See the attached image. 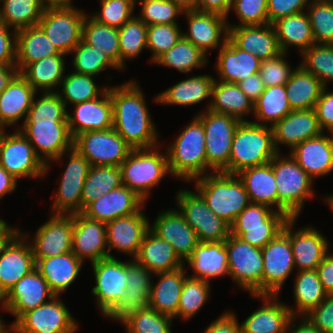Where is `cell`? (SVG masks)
<instances>
[{"instance_id":"obj_58","label":"cell","mask_w":333,"mask_h":333,"mask_svg":"<svg viewBox=\"0 0 333 333\" xmlns=\"http://www.w3.org/2000/svg\"><path fill=\"white\" fill-rule=\"evenodd\" d=\"M306 13L315 44H333V2L311 0Z\"/></svg>"},{"instance_id":"obj_53","label":"cell","mask_w":333,"mask_h":333,"mask_svg":"<svg viewBox=\"0 0 333 333\" xmlns=\"http://www.w3.org/2000/svg\"><path fill=\"white\" fill-rule=\"evenodd\" d=\"M147 28L148 26L137 15L118 28L120 70L125 69L126 61H132L147 49Z\"/></svg>"},{"instance_id":"obj_42","label":"cell","mask_w":333,"mask_h":333,"mask_svg":"<svg viewBox=\"0 0 333 333\" xmlns=\"http://www.w3.org/2000/svg\"><path fill=\"white\" fill-rule=\"evenodd\" d=\"M64 56L65 54H56L35 61L27 65L20 74L36 92H57L65 76Z\"/></svg>"},{"instance_id":"obj_35","label":"cell","mask_w":333,"mask_h":333,"mask_svg":"<svg viewBox=\"0 0 333 333\" xmlns=\"http://www.w3.org/2000/svg\"><path fill=\"white\" fill-rule=\"evenodd\" d=\"M37 92L18 73L8 87L0 94V127L16 126L25 121Z\"/></svg>"},{"instance_id":"obj_12","label":"cell","mask_w":333,"mask_h":333,"mask_svg":"<svg viewBox=\"0 0 333 333\" xmlns=\"http://www.w3.org/2000/svg\"><path fill=\"white\" fill-rule=\"evenodd\" d=\"M73 148L91 166H120L133 150L113 128L81 133L74 138Z\"/></svg>"},{"instance_id":"obj_6","label":"cell","mask_w":333,"mask_h":333,"mask_svg":"<svg viewBox=\"0 0 333 333\" xmlns=\"http://www.w3.org/2000/svg\"><path fill=\"white\" fill-rule=\"evenodd\" d=\"M277 153L272 127L241 122L234 133L228 174L237 175L244 169L266 164Z\"/></svg>"},{"instance_id":"obj_69","label":"cell","mask_w":333,"mask_h":333,"mask_svg":"<svg viewBox=\"0 0 333 333\" xmlns=\"http://www.w3.org/2000/svg\"><path fill=\"white\" fill-rule=\"evenodd\" d=\"M0 21V64L15 65L16 31Z\"/></svg>"},{"instance_id":"obj_72","label":"cell","mask_w":333,"mask_h":333,"mask_svg":"<svg viewBox=\"0 0 333 333\" xmlns=\"http://www.w3.org/2000/svg\"><path fill=\"white\" fill-rule=\"evenodd\" d=\"M325 292L333 294V252H329L316 270Z\"/></svg>"},{"instance_id":"obj_26","label":"cell","mask_w":333,"mask_h":333,"mask_svg":"<svg viewBox=\"0 0 333 333\" xmlns=\"http://www.w3.org/2000/svg\"><path fill=\"white\" fill-rule=\"evenodd\" d=\"M72 252L85 263L109 257L106 224L90 219L82 213L73 214Z\"/></svg>"},{"instance_id":"obj_37","label":"cell","mask_w":333,"mask_h":333,"mask_svg":"<svg viewBox=\"0 0 333 333\" xmlns=\"http://www.w3.org/2000/svg\"><path fill=\"white\" fill-rule=\"evenodd\" d=\"M192 268L193 278L211 281L212 279L229 276L228 257L225 241L200 242L192 255L184 262Z\"/></svg>"},{"instance_id":"obj_77","label":"cell","mask_w":333,"mask_h":333,"mask_svg":"<svg viewBox=\"0 0 333 333\" xmlns=\"http://www.w3.org/2000/svg\"><path fill=\"white\" fill-rule=\"evenodd\" d=\"M16 227H11L3 218H0V249L7 239L17 230Z\"/></svg>"},{"instance_id":"obj_71","label":"cell","mask_w":333,"mask_h":333,"mask_svg":"<svg viewBox=\"0 0 333 333\" xmlns=\"http://www.w3.org/2000/svg\"><path fill=\"white\" fill-rule=\"evenodd\" d=\"M240 90L254 104L265 90L264 82L258 73H255L246 79L237 83Z\"/></svg>"},{"instance_id":"obj_65","label":"cell","mask_w":333,"mask_h":333,"mask_svg":"<svg viewBox=\"0 0 333 333\" xmlns=\"http://www.w3.org/2000/svg\"><path fill=\"white\" fill-rule=\"evenodd\" d=\"M275 210L257 203H250L236 217L230 228H255L265 227V220Z\"/></svg>"},{"instance_id":"obj_20","label":"cell","mask_w":333,"mask_h":333,"mask_svg":"<svg viewBox=\"0 0 333 333\" xmlns=\"http://www.w3.org/2000/svg\"><path fill=\"white\" fill-rule=\"evenodd\" d=\"M298 218L289 219L283 226V231L289 236L295 269L317 270L325 256L329 253L330 243L317 228L307 225L295 229Z\"/></svg>"},{"instance_id":"obj_19","label":"cell","mask_w":333,"mask_h":333,"mask_svg":"<svg viewBox=\"0 0 333 333\" xmlns=\"http://www.w3.org/2000/svg\"><path fill=\"white\" fill-rule=\"evenodd\" d=\"M91 265L96 284L91 291L96 298V307L105 317L125 294L126 261L108 257Z\"/></svg>"},{"instance_id":"obj_25","label":"cell","mask_w":333,"mask_h":333,"mask_svg":"<svg viewBox=\"0 0 333 333\" xmlns=\"http://www.w3.org/2000/svg\"><path fill=\"white\" fill-rule=\"evenodd\" d=\"M149 230L160 239L172 245L175 254L184 263L200 243L196 232L187 224L177 209H167L158 213Z\"/></svg>"},{"instance_id":"obj_80","label":"cell","mask_w":333,"mask_h":333,"mask_svg":"<svg viewBox=\"0 0 333 333\" xmlns=\"http://www.w3.org/2000/svg\"><path fill=\"white\" fill-rule=\"evenodd\" d=\"M5 322L2 319V316L0 314V333H14V324L11 323L9 325H5Z\"/></svg>"},{"instance_id":"obj_39","label":"cell","mask_w":333,"mask_h":333,"mask_svg":"<svg viewBox=\"0 0 333 333\" xmlns=\"http://www.w3.org/2000/svg\"><path fill=\"white\" fill-rule=\"evenodd\" d=\"M135 260L153 274L170 272L185 265L175 254L172 245L150 230L144 236Z\"/></svg>"},{"instance_id":"obj_36","label":"cell","mask_w":333,"mask_h":333,"mask_svg":"<svg viewBox=\"0 0 333 333\" xmlns=\"http://www.w3.org/2000/svg\"><path fill=\"white\" fill-rule=\"evenodd\" d=\"M35 262V268L56 296H61L75 282L83 266L73 252L35 259Z\"/></svg>"},{"instance_id":"obj_31","label":"cell","mask_w":333,"mask_h":333,"mask_svg":"<svg viewBox=\"0 0 333 333\" xmlns=\"http://www.w3.org/2000/svg\"><path fill=\"white\" fill-rule=\"evenodd\" d=\"M145 202L125 185L95 199L82 212L86 217L103 223L136 213Z\"/></svg>"},{"instance_id":"obj_33","label":"cell","mask_w":333,"mask_h":333,"mask_svg":"<svg viewBox=\"0 0 333 333\" xmlns=\"http://www.w3.org/2000/svg\"><path fill=\"white\" fill-rule=\"evenodd\" d=\"M228 28L229 39L239 49L250 52L261 61L279 55L282 52L275 29L271 24Z\"/></svg>"},{"instance_id":"obj_3","label":"cell","mask_w":333,"mask_h":333,"mask_svg":"<svg viewBox=\"0 0 333 333\" xmlns=\"http://www.w3.org/2000/svg\"><path fill=\"white\" fill-rule=\"evenodd\" d=\"M206 205L229 226L250 203L243 181L238 175L212 172L190 181Z\"/></svg>"},{"instance_id":"obj_15","label":"cell","mask_w":333,"mask_h":333,"mask_svg":"<svg viewBox=\"0 0 333 333\" xmlns=\"http://www.w3.org/2000/svg\"><path fill=\"white\" fill-rule=\"evenodd\" d=\"M262 295H280L287 278L295 270L289 236L282 230L262 248Z\"/></svg>"},{"instance_id":"obj_7","label":"cell","mask_w":333,"mask_h":333,"mask_svg":"<svg viewBox=\"0 0 333 333\" xmlns=\"http://www.w3.org/2000/svg\"><path fill=\"white\" fill-rule=\"evenodd\" d=\"M160 146L133 149L120 165L122 184L145 203L151 190L170 174L167 152H160Z\"/></svg>"},{"instance_id":"obj_78","label":"cell","mask_w":333,"mask_h":333,"mask_svg":"<svg viewBox=\"0 0 333 333\" xmlns=\"http://www.w3.org/2000/svg\"><path fill=\"white\" fill-rule=\"evenodd\" d=\"M45 8L71 7L73 0H41Z\"/></svg>"},{"instance_id":"obj_24","label":"cell","mask_w":333,"mask_h":333,"mask_svg":"<svg viewBox=\"0 0 333 333\" xmlns=\"http://www.w3.org/2000/svg\"><path fill=\"white\" fill-rule=\"evenodd\" d=\"M143 208H145L144 205L134 214L118 217L106 223L109 257L115 258L111 253L115 249L120 253L131 256L132 259L136 258L151 224Z\"/></svg>"},{"instance_id":"obj_49","label":"cell","mask_w":333,"mask_h":333,"mask_svg":"<svg viewBox=\"0 0 333 333\" xmlns=\"http://www.w3.org/2000/svg\"><path fill=\"white\" fill-rule=\"evenodd\" d=\"M121 185L120 166H91L82 190L81 213L95 199Z\"/></svg>"},{"instance_id":"obj_46","label":"cell","mask_w":333,"mask_h":333,"mask_svg":"<svg viewBox=\"0 0 333 333\" xmlns=\"http://www.w3.org/2000/svg\"><path fill=\"white\" fill-rule=\"evenodd\" d=\"M295 274L292 288L295 306L288 305V308L292 316L301 317L323 302L328 294L319 280L317 271L303 270Z\"/></svg>"},{"instance_id":"obj_5","label":"cell","mask_w":333,"mask_h":333,"mask_svg":"<svg viewBox=\"0 0 333 333\" xmlns=\"http://www.w3.org/2000/svg\"><path fill=\"white\" fill-rule=\"evenodd\" d=\"M270 164L274 171L278 192V212L284 213L289 219L299 218L306 200L315 196L313 180L292 158L288 155L277 153Z\"/></svg>"},{"instance_id":"obj_52","label":"cell","mask_w":333,"mask_h":333,"mask_svg":"<svg viewBox=\"0 0 333 333\" xmlns=\"http://www.w3.org/2000/svg\"><path fill=\"white\" fill-rule=\"evenodd\" d=\"M95 76L70 72L65 75L60 84V89L57 90L59 97L68 105H76L88 100L100 97L107 89L106 86H97L94 81Z\"/></svg>"},{"instance_id":"obj_34","label":"cell","mask_w":333,"mask_h":333,"mask_svg":"<svg viewBox=\"0 0 333 333\" xmlns=\"http://www.w3.org/2000/svg\"><path fill=\"white\" fill-rule=\"evenodd\" d=\"M261 60L250 52L239 49L229 38L219 49L215 71L219 81L238 83L258 73Z\"/></svg>"},{"instance_id":"obj_11","label":"cell","mask_w":333,"mask_h":333,"mask_svg":"<svg viewBox=\"0 0 333 333\" xmlns=\"http://www.w3.org/2000/svg\"><path fill=\"white\" fill-rule=\"evenodd\" d=\"M178 211L196 232L199 242H222L230 235V226L208 208L195 190L180 189L175 199Z\"/></svg>"},{"instance_id":"obj_41","label":"cell","mask_w":333,"mask_h":333,"mask_svg":"<svg viewBox=\"0 0 333 333\" xmlns=\"http://www.w3.org/2000/svg\"><path fill=\"white\" fill-rule=\"evenodd\" d=\"M63 54L37 25L16 32L15 65L19 73L29 64L45 57Z\"/></svg>"},{"instance_id":"obj_43","label":"cell","mask_w":333,"mask_h":333,"mask_svg":"<svg viewBox=\"0 0 333 333\" xmlns=\"http://www.w3.org/2000/svg\"><path fill=\"white\" fill-rule=\"evenodd\" d=\"M209 110L230 115L241 122H249L244 116L249 113L253 115L254 104L240 90L238 84L215 79Z\"/></svg>"},{"instance_id":"obj_22","label":"cell","mask_w":333,"mask_h":333,"mask_svg":"<svg viewBox=\"0 0 333 333\" xmlns=\"http://www.w3.org/2000/svg\"><path fill=\"white\" fill-rule=\"evenodd\" d=\"M56 295L35 268L21 278L0 300V310L15 316L13 324L26 312L49 302Z\"/></svg>"},{"instance_id":"obj_50","label":"cell","mask_w":333,"mask_h":333,"mask_svg":"<svg viewBox=\"0 0 333 333\" xmlns=\"http://www.w3.org/2000/svg\"><path fill=\"white\" fill-rule=\"evenodd\" d=\"M208 60L209 58L198 47L182 36L173 47L162 54L153 64L174 68L186 74L194 68L205 67L209 63Z\"/></svg>"},{"instance_id":"obj_76","label":"cell","mask_w":333,"mask_h":333,"mask_svg":"<svg viewBox=\"0 0 333 333\" xmlns=\"http://www.w3.org/2000/svg\"><path fill=\"white\" fill-rule=\"evenodd\" d=\"M18 73L19 71L16 65L0 64V94L8 87Z\"/></svg>"},{"instance_id":"obj_56","label":"cell","mask_w":333,"mask_h":333,"mask_svg":"<svg viewBox=\"0 0 333 333\" xmlns=\"http://www.w3.org/2000/svg\"><path fill=\"white\" fill-rule=\"evenodd\" d=\"M300 56L299 65L316 76L324 87L333 82V44H313Z\"/></svg>"},{"instance_id":"obj_23","label":"cell","mask_w":333,"mask_h":333,"mask_svg":"<svg viewBox=\"0 0 333 333\" xmlns=\"http://www.w3.org/2000/svg\"><path fill=\"white\" fill-rule=\"evenodd\" d=\"M188 23V32L183 37L192 42L206 56L209 50L220 49L229 38L227 18L217 13L198 10L184 11Z\"/></svg>"},{"instance_id":"obj_14","label":"cell","mask_w":333,"mask_h":333,"mask_svg":"<svg viewBox=\"0 0 333 333\" xmlns=\"http://www.w3.org/2000/svg\"><path fill=\"white\" fill-rule=\"evenodd\" d=\"M78 325L61 297L55 296L24 313L14 323V333H76Z\"/></svg>"},{"instance_id":"obj_13","label":"cell","mask_w":333,"mask_h":333,"mask_svg":"<svg viewBox=\"0 0 333 333\" xmlns=\"http://www.w3.org/2000/svg\"><path fill=\"white\" fill-rule=\"evenodd\" d=\"M88 13L77 7L45 8L38 26L60 53L68 55L80 43Z\"/></svg>"},{"instance_id":"obj_68","label":"cell","mask_w":333,"mask_h":333,"mask_svg":"<svg viewBox=\"0 0 333 333\" xmlns=\"http://www.w3.org/2000/svg\"><path fill=\"white\" fill-rule=\"evenodd\" d=\"M327 89L328 87L323 88L314 109L322 131L333 135V90Z\"/></svg>"},{"instance_id":"obj_70","label":"cell","mask_w":333,"mask_h":333,"mask_svg":"<svg viewBox=\"0 0 333 333\" xmlns=\"http://www.w3.org/2000/svg\"><path fill=\"white\" fill-rule=\"evenodd\" d=\"M238 321L234 311H225L205 328L204 333H241Z\"/></svg>"},{"instance_id":"obj_66","label":"cell","mask_w":333,"mask_h":333,"mask_svg":"<svg viewBox=\"0 0 333 333\" xmlns=\"http://www.w3.org/2000/svg\"><path fill=\"white\" fill-rule=\"evenodd\" d=\"M311 0H267L268 24L277 20L305 12Z\"/></svg>"},{"instance_id":"obj_73","label":"cell","mask_w":333,"mask_h":333,"mask_svg":"<svg viewBox=\"0 0 333 333\" xmlns=\"http://www.w3.org/2000/svg\"><path fill=\"white\" fill-rule=\"evenodd\" d=\"M232 0H198L196 10L217 13L227 18L230 13Z\"/></svg>"},{"instance_id":"obj_45","label":"cell","mask_w":333,"mask_h":333,"mask_svg":"<svg viewBox=\"0 0 333 333\" xmlns=\"http://www.w3.org/2000/svg\"><path fill=\"white\" fill-rule=\"evenodd\" d=\"M323 88L321 81L300 65L295 67L285 84L287 99L292 110L314 109Z\"/></svg>"},{"instance_id":"obj_32","label":"cell","mask_w":333,"mask_h":333,"mask_svg":"<svg viewBox=\"0 0 333 333\" xmlns=\"http://www.w3.org/2000/svg\"><path fill=\"white\" fill-rule=\"evenodd\" d=\"M214 81L215 78L210 74H198L191 77L187 75L186 79L180 80L158 95L156 94L153 98L154 103L183 107L200 104L209 99L208 105L205 107V110H208Z\"/></svg>"},{"instance_id":"obj_51","label":"cell","mask_w":333,"mask_h":333,"mask_svg":"<svg viewBox=\"0 0 333 333\" xmlns=\"http://www.w3.org/2000/svg\"><path fill=\"white\" fill-rule=\"evenodd\" d=\"M81 40L105 53L120 68L118 28L101 24L87 14Z\"/></svg>"},{"instance_id":"obj_67","label":"cell","mask_w":333,"mask_h":333,"mask_svg":"<svg viewBox=\"0 0 333 333\" xmlns=\"http://www.w3.org/2000/svg\"><path fill=\"white\" fill-rule=\"evenodd\" d=\"M305 317L321 332L333 333V294L313 308Z\"/></svg>"},{"instance_id":"obj_59","label":"cell","mask_w":333,"mask_h":333,"mask_svg":"<svg viewBox=\"0 0 333 333\" xmlns=\"http://www.w3.org/2000/svg\"><path fill=\"white\" fill-rule=\"evenodd\" d=\"M173 318L158 313L150 306L123 324L126 333H172Z\"/></svg>"},{"instance_id":"obj_79","label":"cell","mask_w":333,"mask_h":333,"mask_svg":"<svg viewBox=\"0 0 333 333\" xmlns=\"http://www.w3.org/2000/svg\"><path fill=\"white\" fill-rule=\"evenodd\" d=\"M178 5L182 10H195L198 0H171Z\"/></svg>"},{"instance_id":"obj_16","label":"cell","mask_w":333,"mask_h":333,"mask_svg":"<svg viewBox=\"0 0 333 333\" xmlns=\"http://www.w3.org/2000/svg\"><path fill=\"white\" fill-rule=\"evenodd\" d=\"M0 165L17 180L45 177L46 165L19 130L5 133L0 147Z\"/></svg>"},{"instance_id":"obj_30","label":"cell","mask_w":333,"mask_h":333,"mask_svg":"<svg viewBox=\"0 0 333 333\" xmlns=\"http://www.w3.org/2000/svg\"><path fill=\"white\" fill-rule=\"evenodd\" d=\"M263 301L241 324V333H286L292 317L288 305L278 300L279 295H254Z\"/></svg>"},{"instance_id":"obj_64","label":"cell","mask_w":333,"mask_h":333,"mask_svg":"<svg viewBox=\"0 0 333 333\" xmlns=\"http://www.w3.org/2000/svg\"><path fill=\"white\" fill-rule=\"evenodd\" d=\"M287 53L281 52L271 58L261 61L258 74L265 87L285 85L295 69L286 60Z\"/></svg>"},{"instance_id":"obj_27","label":"cell","mask_w":333,"mask_h":333,"mask_svg":"<svg viewBox=\"0 0 333 333\" xmlns=\"http://www.w3.org/2000/svg\"><path fill=\"white\" fill-rule=\"evenodd\" d=\"M67 123L73 139L84 132L113 128L112 102L108 89L98 98L73 105Z\"/></svg>"},{"instance_id":"obj_47","label":"cell","mask_w":333,"mask_h":333,"mask_svg":"<svg viewBox=\"0 0 333 333\" xmlns=\"http://www.w3.org/2000/svg\"><path fill=\"white\" fill-rule=\"evenodd\" d=\"M291 111L285 85L265 87L264 92L254 103L253 123L273 127Z\"/></svg>"},{"instance_id":"obj_4","label":"cell","mask_w":333,"mask_h":333,"mask_svg":"<svg viewBox=\"0 0 333 333\" xmlns=\"http://www.w3.org/2000/svg\"><path fill=\"white\" fill-rule=\"evenodd\" d=\"M165 150L171 176L187 183L207 174L205 131L197 116Z\"/></svg>"},{"instance_id":"obj_1","label":"cell","mask_w":333,"mask_h":333,"mask_svg":"<svg viewBox=\"0 0 333 333\" xmlns=\"http://www.w3.org/2000/svg\"><path fill=\"white\" fill-rule=\"evenodd\" d=\"M67 111L56 91L43 92L40 98L36 99L35 95L25 121L16 126L46 165L45 176L51 167L50 161L73 148Z\"/></svg>"},{"instance_id":"obj_2","label":"cell","mask_w":333,"mask_h":333,"mask_svg":"<svg viewBox=\"0 0 333 333\" xmlns=\"http://www.w3.org/2000/svg\"><path fill=\"white\" fill-rule=\"evenodd\" d=\"M133 79L109 86L112 102L113 129L133 149L151 148L160 144L158 130L150 115L145 93Z\"/></svg>"},{"instance_id":"obj_17","label":"cell","mask_w":333,"mask_h":333,"mask_svg":"<svg viewBox=\"0 0 333 333\" xmlns=\"http://www.w3.org/2000/svg\"><path fill=\"white\" fill-rule=\"evenodd\" d=\"M154 275L135 259L127 260L125 294L105 317L124 324L147 307Z\"/></svg>"},{"instance_id":"obj_63","label":"cell","mask_w":333,"mask_h":333,"mask_svg":"<svg viewBox=\"0 0 333 333\" xmlns=\"http://www.w3.org/2000/svg\"><path fill=\"white\" fill-rule=\"evenodd\" d=\"M231 12H235L240 22L228 27L266 25L268 24L267 0H232Z\"/></svg>"},{"instance_id":"obj_57","label":"cell","mask_w":333,"mask_h":333,"mask_svg":"<svg viewBox=\"0 0 333 333\" xmlns=\"http://www.w3.org/2000/svg\"><path fill=\"white\" fill-rule=\"evenodd\" d=\"M289 218L282 212L274 211L266 220L265 227L230 228V234L239 237L251 246L263 248L282 230Z\"/></svg>"},{"instance_id":"obj_40","label":"cell","mask_w":333,"mask_h":333,"mask_svg":"<svg viewBox=\"0 0 333 333\" xmlns=\"http://www.w3.org/2000/svg\"><path fill=\"white\" fill-rule=\"evenodd\" d=\"M237 175L243 181L251 203L266 205L278 212V192L270 162L244 169Z\"/></svg>"},{"instance_id":"obj_44","label":"cell","mask_w":333,"mask_h":333,"mask_svg":"<svg viewBox=\"0 0 333 333\" xmlns=\"http://www.w3.org/2000/svg\"><path fill=\"white\" fill-rule=\"evenodd\" d=\"M278 44L282 52H289V47H296L300 55L315 44L309 17L305 12L293 14L274 22Z\"/></svg>"},{"instance_id":"obj_18","label":"cell","mask_w":333,"mask_h":333,"mask_svg":"<svg viewBox=\"0 0 333 333\" xmlns=\"http://www.w3.org/2000/svg\"><path fill=\"white\" fill-rule=\"evenodd\" d=\"M35 266L30 243L17 229L0 249V300Z\"/></svg>"},{"instance_id":"obj_74","label":"cell","mask_w":333,"mask_h":333,"mask_svg":"<svg viewBox=\"0 0 333 333\" xmlns=\"http://www.w3.org/2000/svg\"><path fill=\"white\" fill-rule=\"evenodd\" d=\"M296 323H298V325ZM286 333H323V332H321L318 328H316L305 316L301 317L292 316L287 325Z\"/></svg>"},{"instance_id":"obj_62","label":"cell","mask_w":333,"mask_h":333,"mask_svg":"<svg viewBox=\"0 0 333 333\" xmlns=\"http://www.w3.org/2000/svg\"><path fill=\"white\" fill-rule=\"evenodd\" d=\"M100 10L89 14L97 22L107 26L120 28L135 14L132 0H99Z\"/></svg>"},{"instance_id":"obj_28","label":"cell","mask_w":333,"mask_h":333,"mask_svg":"<svg viewBox=\"0 0 333 333\" xmlns=\"http://www.w3.org/2000/svg\"><path fill=\"white\" fill-rule=\"evenodd\" d=\"M272 130L274 145L278 153H281V145H286L291 151L301 142L323 133L315 109L292 110L277 122Z\"/></svg>"},{"instance_id":"obj_9","label":"cell","mask_w":333,"mask_h":333,"mask_svg":"<svg viewBox=\"0 0 333 333\" xmlns=\"http://www.w3.org/2000/svg\"><path fill=\"white\" fill-rule=\"evenodd\" d=\"M229 276L241 290L262 295V249L251 246L237 236L225 240Z\"/></svg>"},{"instance_id":"obj_29","label":"cell","mask_w":333,"mask_h":333,"mask_svg":"<svg viewBox=\"0 0 333 333\" xmlns=\"http://www.w3.org/2000/svg\"><path fill=\"white\" fill-rule=\"evenodd\" d=\"M289 154L314 180L333 172V135L324 132L295 146Z\"/></svg>"},{"instance_id":"obj_55","label":"cell","mask_w":333,"mask_h":333,"mask_svg":"<svg viewBox=\"0 0 333 333\" xmlns=\"http://www.w3.org/2000/svg\"><path fill=\"white\" fill-rule=\"evenodd\" d=\"M70 54L73 55V70L79 74L91 75L96 78L107 68L120 70L105 53L82 40Z\"/></svg>"},{"instance_id":"obj_60","label":"cell","mask_w":333,"mask_h":333,"mask_svg":"<svg viewBox=\"0 0 333 333\" xmlns=\"http://www.w3.org/2000/svg\"><path fill=\"white\" fill-rule=\"evenodd\" d=\"M183 36L179 24H155L147 28V49L152 52L153 64L162 54L173 47Z\"/></svg>"},{"instance_id":"obj_48","label":"cell","mask_w":333,"mask_h":333,"mask_svg":"<svg viewBox=\"0 0 333 333\" xmlns=\"http://www.w3.org/2000/svg\"><path fill=\"white\" fill-rule=\"evenodd\" d=\"M0 4V21L16 32L37 26L45 10L41 0H0Z\"/></svg>"},{"instance_id":"obj_75","label":"cell","mask_w":333,"mask_h":333,"mask_svg":"<svg viewBox=\"0 0 333 333\" xmlns=\"http://www.w3.org/2000/svg\"><path fill=\"white\" fill-rule=\"evenodd\" d=\"M18 181L0 165V201L5 195L15 192Z\"/></svg>"},{"instance_id":"obj_8","label":"cell","mask_w":333,"mask_h":333,"mask_svg":"<svg viewBox=\"0 0 333 333\" xmlns=\"http://www.w3.org/2000/svg\"><path fill=\"white\" fill-rule=\"evenodd\" d=\"M196 116L202 121L205 131L207 174L228 173L232 141L241 121L209 109L198 112Z\"/></svg>"},{"instance_id":"obj_21","label":"cell","mask_w":333,"mask_h":333,"mask_svg":"<svg viewBox=\"0 0 333 333\" xmlns=\"http://www.w3.org/2000/svg\"><path fill=\"white\" fill-rule=\"evenodd\" d=\"M18 230L28 241L32 240L29 243L35 259L72 252L73 215L52 214L49 220L35 231L34 238L20 228Z\"/></svg>"},{"instance_id":"obj_10","label":"cell","mask_w":333,"mask_h":333,"mask_svg":"<svg viewBox=\"0 0 333 333\" xmlns=\"http://www.w3.org/2000/svg\"><path fill=\"white\" fill-rule=\"evenodd\" d=\"M65 156L68 164L62 176L58 178L59 184L52 202L51 214L81 213L82 190L91 165L75 148L50 162H62Z\"/></svg>"},{"instance_id":"obj_54","label":"cell","mask_w":333,"mask_h":333,"mask_svg":"<svg viewBox=\"0 0 333 333\" xmlns=\"http://www.w3.org/2000/svg\"><path fill=\"white\" fill-rule=\"evenodd\" d=\"M210 286L209 281L186 276L179 299L177 318H182L183 321L193 318L208 301Z\"/></svg>"},{"instance_id":"obj_38","label":"cell","mask_w":333,"mask_h":333,"mask_svg":"<svg viewBox=\"0 0 333 333\" xmlns=\"http://www.w3.org/2000/svg\"><path fill=\"white\" fill-rule=\"evenodd\" d=\"M185 266L155 274L159 280L156 284L152 283L148 306L160 314L177 319L181 290L187 276Z\"/></svg>"},{"instance_id":"obj_61","label":"cell","mask_w":333,"mask_h":333,"mask_svg":"<svg viewBox=\"0 0 333 333\" xmlns=\"http://www.w3.org/2000/svg\"><path fill=\"white\" fill-rule=\"evenodd\" d=\"M137 15L147 26L155 24H178L177 18L183 15L182 10L171 0H150L140 4Z\"/></svg>"}]
</instances>
